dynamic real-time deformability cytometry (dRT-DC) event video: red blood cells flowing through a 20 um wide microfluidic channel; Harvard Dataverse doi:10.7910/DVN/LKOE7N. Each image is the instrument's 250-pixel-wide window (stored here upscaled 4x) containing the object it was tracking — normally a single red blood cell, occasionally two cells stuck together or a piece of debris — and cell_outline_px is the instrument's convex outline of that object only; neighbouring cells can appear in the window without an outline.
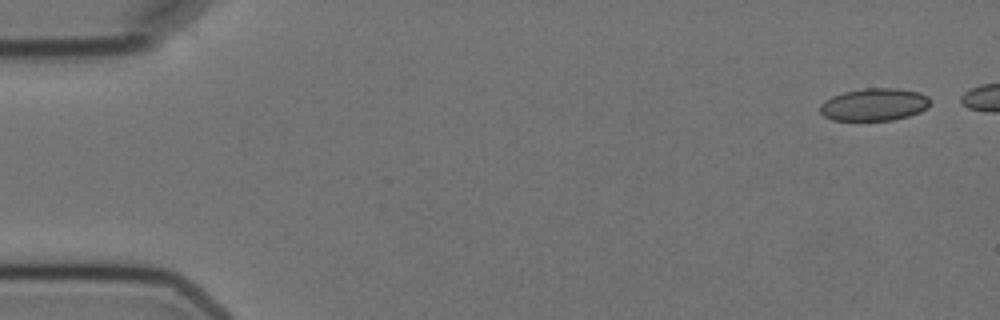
{"species": "Egyptian fruit bat (a non-hibernating species)", "species_latin": "Rousettus aegyptiacus", "temperature_condition": "cold", "stored_images_in_passage": 5, "camera_frame_rate_fps": 3000, "um_per_image_px": 0.085, "animal": {"sex": "female"}, "frame": {"image": 1, "passage_image": 1, "time_ms": 0.0, "image_size_px": [1000, 320], "cell_outline_px": [[928, 108], [920, 112], [908, 116], [892, 120], [832, 120], [824, 116], [820, 112], [820, 104], [824, 100], [832, 96], [844, 92], [864, 88], [896, 88], [920, 92], [928, 96]], "centroid_in_image_um": [74.29, 8.88], "position_along_channel_um": 10.7, "area_um2": 20.87}}